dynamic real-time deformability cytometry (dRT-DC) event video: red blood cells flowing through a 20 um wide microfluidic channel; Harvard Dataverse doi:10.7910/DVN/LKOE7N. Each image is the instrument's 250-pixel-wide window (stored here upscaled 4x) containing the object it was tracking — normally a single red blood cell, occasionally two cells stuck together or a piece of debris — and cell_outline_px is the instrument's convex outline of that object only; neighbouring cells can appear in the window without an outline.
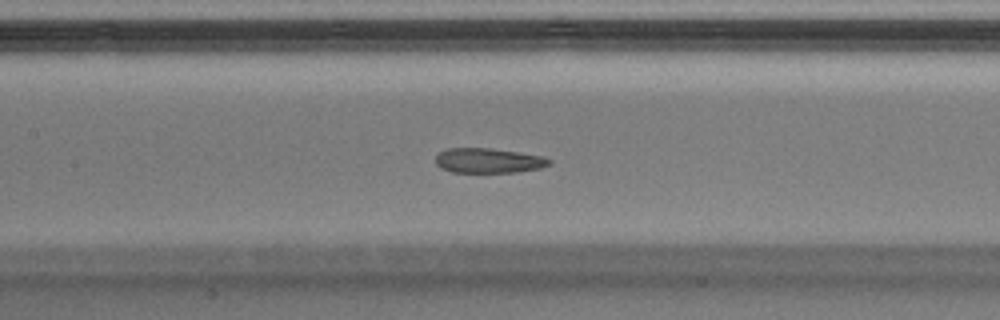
{"species": "Egyptian fruit bat (a non-hibernating species)", "species_latin": "Rousettus aegyptiacus", "temperature_condition": "warm", "stored_images_in_passage": 49, "camera_frame_rate_fps": 3000, "um_per_image_px": 0.085, "animal": {"sex": "male"}, "frame": {"image": 1, "passage_image": 23, "time_ms": 7.333, "image_size_px": [1000, 320], "cell_outline_px": [[552, 164], [540, 168], [516, 172], [452, 172], [440, 168], [436, 164], [436, 156], [440, 152], [448, 148], [492, 148], [520, 152], [540, 156], [552, 160]], "centroid_in_image_um": [41.52, 13.65], "position_along_channel_um": 165.9, "area_um2": 16.47}}
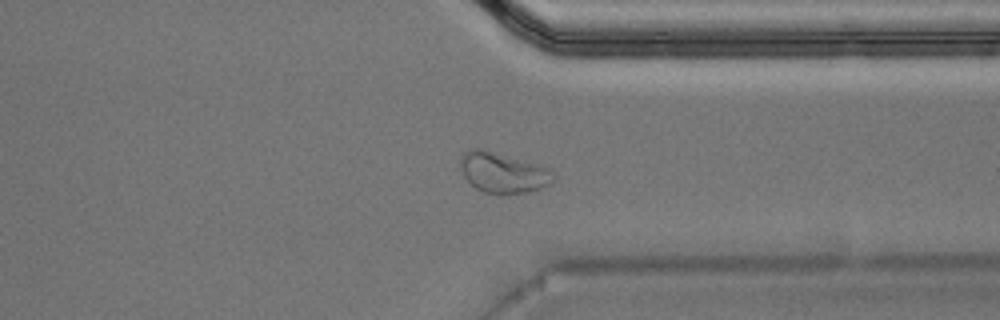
{"frame": {"image": 2, "passage_image": 38, "time_ms": 12.333, "image_size_px": [1000, 320], "cell_outline_px": [[556, 176], [548, 184], [540, 188], [528, 192], [500, 196], [484, 192], [476, 188], [464, 176], [460, 164], [460, 160], [464, 152], [472, 148], [480, 148], [536, 164], [548, 168], [556, 172]], "centroid_in_image_um": [42.76, 14.7], "position_along_channel_um": 368.6, "area_um2": 21.91}}
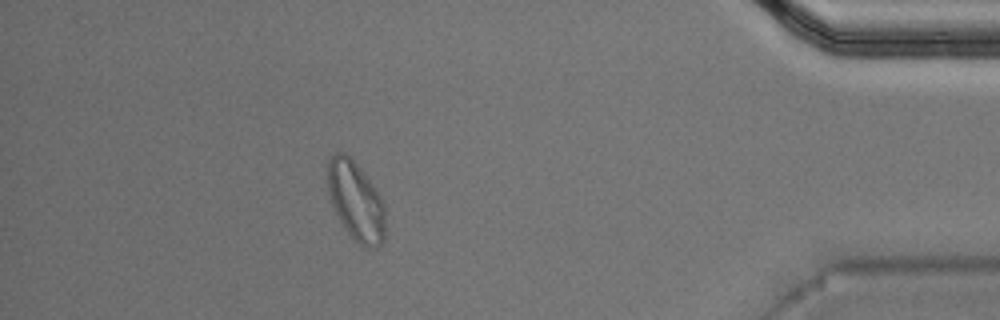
{"frame": {"image": 3, "passage_image": 44, "time_ms": 14.333, "image_size_px": [1000, 320], "cell_outline_px": [[384, 240], [376, 248], [364, 248], [348, 232], [340, 220], [332, 204], [328, 192], [328, 160], [332, 152], [344, 152], [356, 164], [372, 184], [380, 196], [384, 204]], "centroid_in_image_um": [30.24, 17.08], "position_along_channel_um": 405.0, "area_um2": 26.13}, "authors_computed_cell_mechanics": {"area_um2": 18.6116, "velocity_mm_per_s": 4.0678, "shape_relaxation_time_tau1_ms": null, "shape_relaxation_time_tau2_ms": 1.2059, "deformation_change_tau1": null, "deformation_change_tau2": 0.0616}}